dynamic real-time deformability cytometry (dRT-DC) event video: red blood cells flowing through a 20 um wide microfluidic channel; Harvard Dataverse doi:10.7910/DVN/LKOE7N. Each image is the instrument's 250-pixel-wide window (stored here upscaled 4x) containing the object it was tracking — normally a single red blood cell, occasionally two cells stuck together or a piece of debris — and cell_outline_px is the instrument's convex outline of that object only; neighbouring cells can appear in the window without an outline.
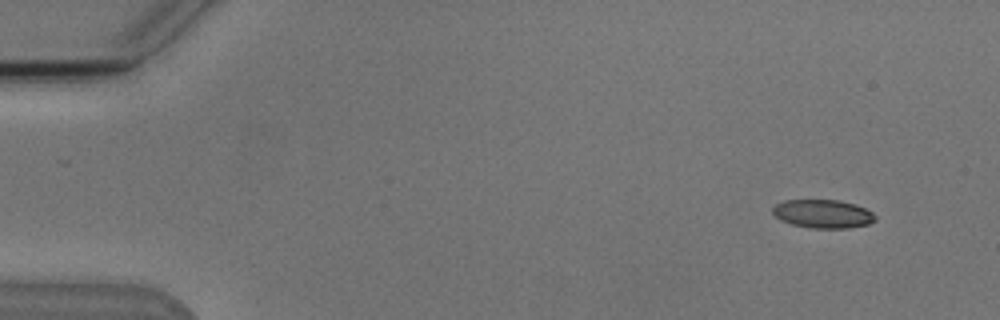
{"species": "Egyptian fruit bat (a non-hibernating species)", "species_latin": "Rousettus aegyptiacus", "temperature_condition": "cold", "stored_images_in_passage": 5, "camera_frame_rate_fps": 3000, "um_per_image_px": 0.085, "animal": {"sex": "male"}, "frame": {"image": 1, "passage_image": 1, "time_ms": 0.0, "image_size_px": [1000, 320], "cell_outline_px": [[876, 220], [868, 224], [848, 228], [808, 228], [792, 224], [780, 220], [772, 212], [772, 208], [776, 204], [784, 200], [840, 200], [856, 204], [872, 212], [876, 216]], "centroid_in_image_um": [69.95, 18.17], "position_along_channel_um": 15.1, "area_um2": 17.11}}